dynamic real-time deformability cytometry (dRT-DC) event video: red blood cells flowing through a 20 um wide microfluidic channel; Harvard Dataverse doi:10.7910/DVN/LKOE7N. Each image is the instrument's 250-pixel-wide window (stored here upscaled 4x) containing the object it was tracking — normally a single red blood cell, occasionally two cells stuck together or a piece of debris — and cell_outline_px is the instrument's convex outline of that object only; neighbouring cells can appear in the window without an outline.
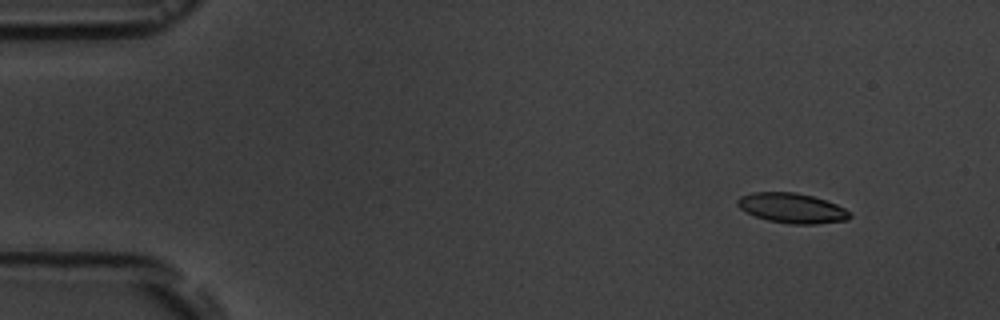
{"species": "common noctule bat (a hibernating species)", "species_latin": "Nyctalus noctula", "temperature_condition": "room temperature", "stored_images_in_passage": 4, "camera_frame_rate_fps": 3000, "um_per_image_px": 0.085, "animal": {"sex": "male", "body_mass_g": 19.5, "forearm_length_mm": 54.6}, "frame": {"image": 1, "passage_image": 1, "time_ms": 0.0, "image_size_px": [1000, 320], "cell_outline_px": [[852, 216], [848, 220], [816, 224], [792, 224], [768, 220], [744, 212], [736, 204], [736, 200], [740, 196], [752, 192], [796, 192], [812, 196], [836, 204], [852, 212]], "centroid_in_image_um": [67.32, 17.69], "position_along_channel_um": 17.7, "area_um2": 19.71}}
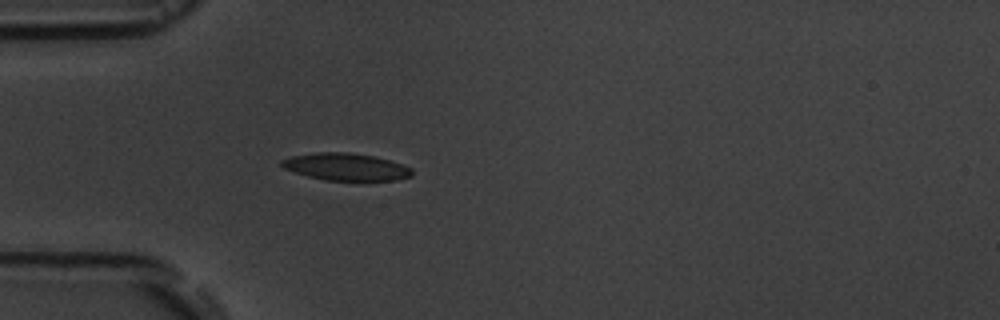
{"frame": {"image": 2, "passage_image": 4, "time_ms": 3.667, "image_size_px": [1000, 320], "cell_outline_px": [[412, 176], [396, 180], [324, 180], [308, 176], [284, 168], [280, 164], [280, 160], [292, 156], [316, 152], [348, 152], [372, 156], [388, 160], [412, 168]], "centroid_in_image_um": [29.38, 14.18], "position_along_channel_um": 55.6, "area_um2": 20.46}}